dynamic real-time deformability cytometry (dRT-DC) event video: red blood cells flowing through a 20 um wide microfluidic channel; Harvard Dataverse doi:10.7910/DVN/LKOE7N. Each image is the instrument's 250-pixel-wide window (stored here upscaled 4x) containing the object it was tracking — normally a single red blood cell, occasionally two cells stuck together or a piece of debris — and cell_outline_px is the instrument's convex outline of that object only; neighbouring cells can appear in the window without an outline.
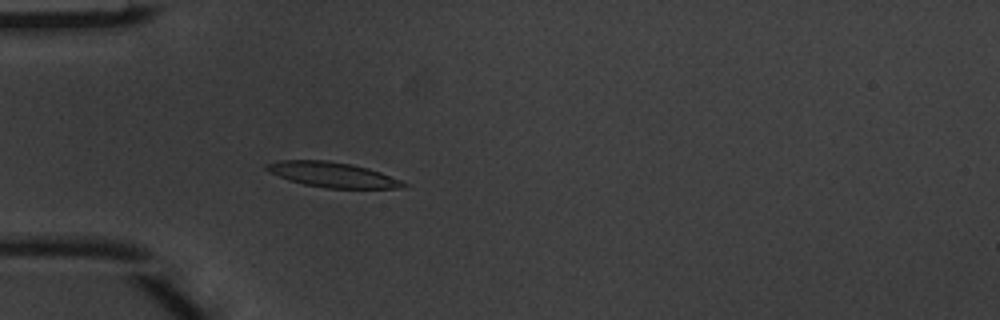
{"species": "common noctule bat (a hibernating species)", "species_latin": "Nyctalus noctula", "temperature_condition": "warm", "stored_images_in_passage": 4, "camera_frame_rate_fps": 3000, "um_per_image_px": 0.085, "animal": {"sex": "male", "body_mass_g": 20.1, "forearm_length_mm": 53.5}, "frame": {"image": 1, "passage_image": 4, "time_ms": 1.0, "image_size_px": [1000, 320], "cell_outline_px": [[408, 184], [404, 188], [328, 188], [304, 184], [288, 180], [268, 172], [264, 168], [264, 164], [280, 160], [328, 160], [352, 164], [368, 168], [380, 172], [400, 180]], "centroid_in_image_um": [28.22, 14.84], "position_along_channel_um": 56.8, "area_um2": 20.06}}